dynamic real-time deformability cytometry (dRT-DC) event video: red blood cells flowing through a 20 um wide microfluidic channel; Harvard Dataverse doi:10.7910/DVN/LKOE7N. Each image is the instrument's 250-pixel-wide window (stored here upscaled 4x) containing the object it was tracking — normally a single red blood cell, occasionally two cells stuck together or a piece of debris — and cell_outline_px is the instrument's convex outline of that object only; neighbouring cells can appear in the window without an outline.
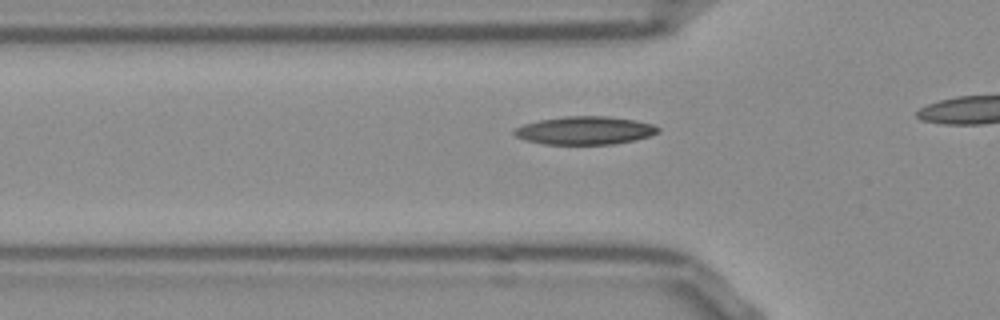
{"species": "Egyptian fruit bat (a non-hibernating species)", "species_latin": "Rousettus aegyptiacus", "temperature_condition": "room temperature", "stored_images_in_passage": 11, "camera_frame_rate_fps": 3000, "um_per_image_px": 0.085, "frame": {"image": 1, "passage_image": 2, "time_ms": 0.333, "image_size_px": [1000, 320], "cell_outline_px": [[660, 132], [652, 136], [636, 140], [616, 144], [544, 144], [524, 140], [516, 136], [512, 132], [516, 128], [524, 124], [540, 120], [564, 116], [608, 116], [636, 120], [652, 124], [660, 128]], "centroid_in_image_um": [49.76, 11.09], "position_along_channel_um": 76.0, "area_um2": 23.76}}
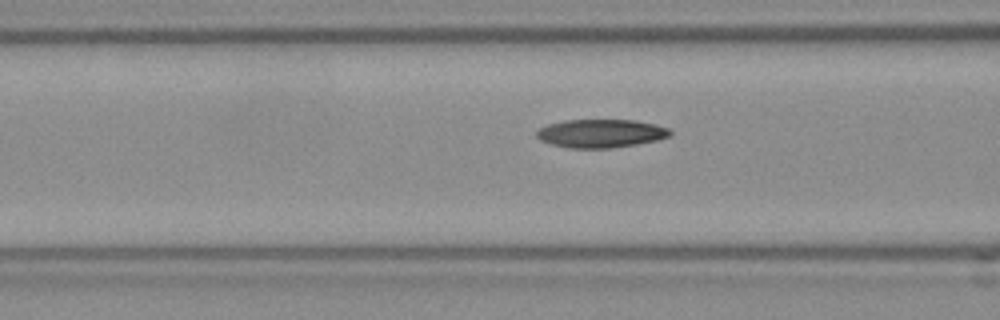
{"frame": {"image": 2, "passage_image": 5, "time_ms": 1.333, "image_size_px": [1000, 320], "cell_outline_px": [[672, 136], [656, 140], [636, 144], [608, 148], [568, 148], [552, 144], [540, 140], [536, 136], [536, 132], [540, 128], [548, 124], [564, 120], [636, 120], [656, 124], [668, 128], [672, 132]], "centroid_in_image_um": [51.08, 11.33], "position_along_channel_um": 115.5, "area_um2": 22.08}}